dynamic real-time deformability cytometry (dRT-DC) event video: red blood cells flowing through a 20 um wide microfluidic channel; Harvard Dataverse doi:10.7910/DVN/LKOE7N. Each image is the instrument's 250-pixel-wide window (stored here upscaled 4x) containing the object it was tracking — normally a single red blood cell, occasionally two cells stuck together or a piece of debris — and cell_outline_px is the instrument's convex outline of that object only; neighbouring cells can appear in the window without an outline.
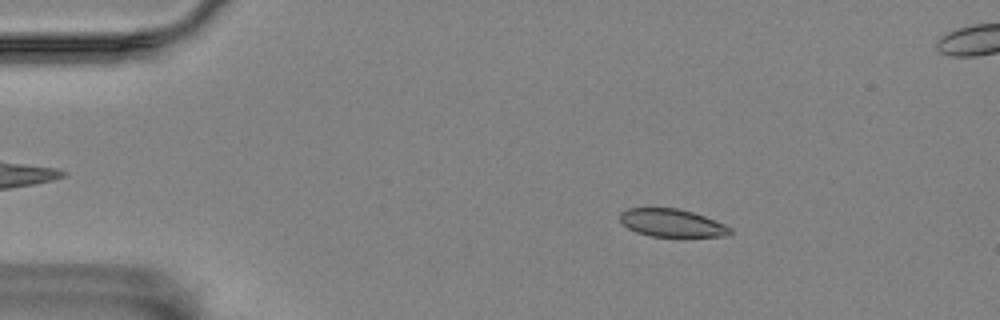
{"species": "Egyptian fruit bat (a non-hibernating species)", "species_latin": "Rousettus aegyptiacus", "temperature_condition": "room temperature", "stored_images_in_passage": 4, "camera_frame_rate_fps": 3000, "um_per_image_px": 0.085, "animal": {"sex": "female"}, "frame": {"image": 1, "passage_image": 2, "time_ms": 1.333, "image_size_px": [1000, 320], "cell_outline_px": [[732, 232], [728, 236], [652, 236], [636, 232], [628, 228], [620, 220], [620, 212], [628, 208], [676, 208], [692, 212], [704, 216], [724, 224], [732, 228]], "centroid_in_image_um": [57.11, 18.95], "position_along_channel_um": 27.9, "area_um2": 17.69}}